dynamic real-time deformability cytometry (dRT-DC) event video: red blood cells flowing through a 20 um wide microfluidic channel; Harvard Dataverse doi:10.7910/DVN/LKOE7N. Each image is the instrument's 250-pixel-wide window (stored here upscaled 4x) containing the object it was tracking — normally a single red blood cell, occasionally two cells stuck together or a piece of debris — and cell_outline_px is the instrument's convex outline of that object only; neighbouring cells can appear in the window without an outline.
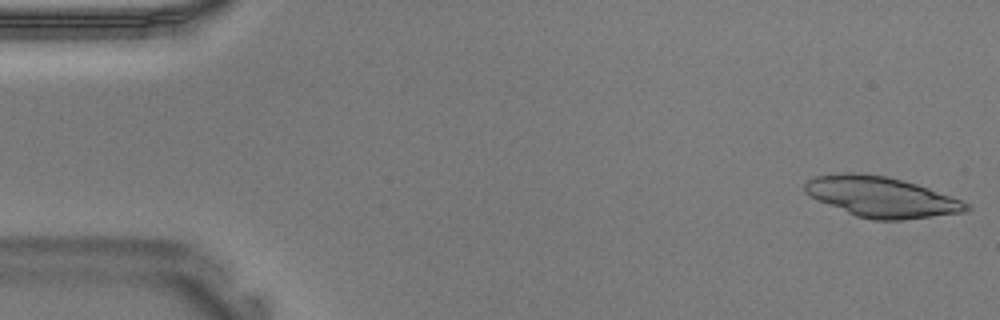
{"species": "Egyptian fruit bat (a non-hibernating species)", "species_latin": "Rousettus aegyptiacus", "temperature_condition": "warm", "stored_images_in_passage": 39, "camera_frame_rate_fps": 3000, "um_per_image_px": 0.085, "animal": {"sex": "male"}, "frame": {"image": 1, "passage_image": 1, "time_ms": 0.0, "image_size_px": [1000, 320], "cell_outline_px": [[972, 208], [964, 212], [900, 220], [872, 220], [856, 216], [820, 200], [804, 192], [804, 184], [808, 180], [816, 176], [844, 172], [852, 172], [888, 176], [916, 184], [928, 188], [960, 200], [968, 204]], "centroid_in_image_um": [74.91, 16.73], "position_along_channel_um": 10.1, "area_um2": 37.51}}